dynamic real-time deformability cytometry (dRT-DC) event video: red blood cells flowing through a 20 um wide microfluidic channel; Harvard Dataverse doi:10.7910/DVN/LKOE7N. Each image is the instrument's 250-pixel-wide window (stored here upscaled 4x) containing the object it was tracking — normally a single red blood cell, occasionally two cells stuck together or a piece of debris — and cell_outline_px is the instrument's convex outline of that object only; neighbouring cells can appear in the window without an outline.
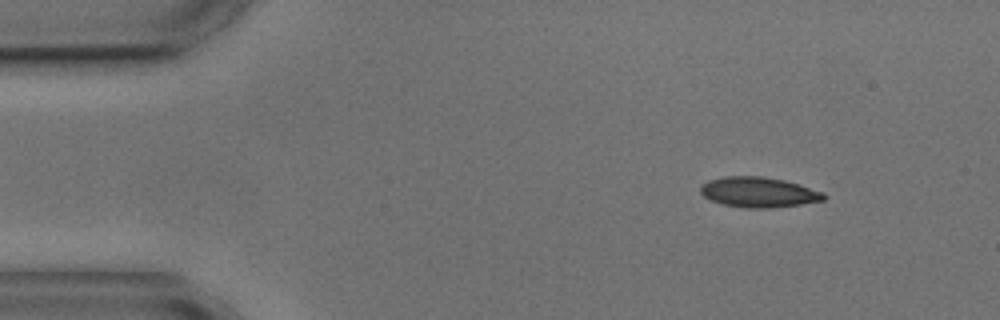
{"species": "common noctule bat (a hibernating species)", "species_latin": "Nyctalus noctula", "temperature_condition": "cold", "stored_images_in_passage": 3, "camera_frame_rate_fps": 3000, "um_per_image_px": 0.085, "animal": {"sex": "male", "body_mass_g": 17.9, "forearm_length_mm": 54.2}, "frame": {"image": 1, "passage_image": 3, "time_ms": 2.667, "image_size_px": [1000, 320], "cell_outline_px": [[828, 196], [824, 200], [800, 204], [772, 208], [748, 208], [724, 204], [712, 200], [704, 196], [700, 192], [700, 184], [708, 180], [724, 176], [760, 176], [784, 180], [824, 192]], "centroid_in_image_um": [64.48, 16.33], "position_along_channel_um": 20.5, "area_um2": 21.68}}